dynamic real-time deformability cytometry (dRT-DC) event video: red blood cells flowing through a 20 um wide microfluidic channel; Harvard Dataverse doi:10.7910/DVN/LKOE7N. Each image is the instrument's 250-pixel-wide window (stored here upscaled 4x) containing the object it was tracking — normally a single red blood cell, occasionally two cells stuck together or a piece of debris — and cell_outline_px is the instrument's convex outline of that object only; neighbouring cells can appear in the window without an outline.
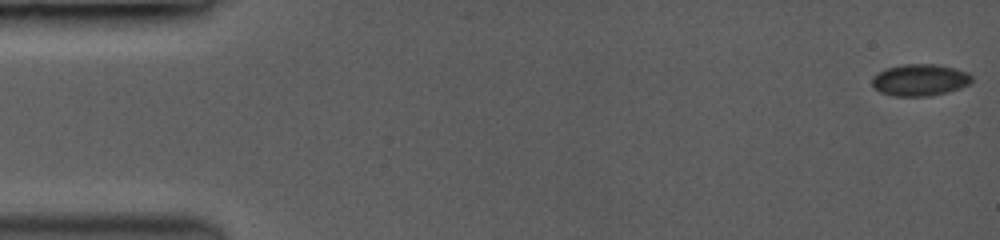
{"species": "common noctule bat (a hibernating species)", "species_latin": "Nyctalus noctula", "temperature_condition": "room temperature", "stored_images_in_passage": 57, "camera_frame_rate_fps": 3500, "um_per_image_px": 0.085, "animal": {"sex": "female", "body_mass_g": 19.0, "forearm_length_mm": 53.3}, "frame": {"image": 1, "passage_image": 1, "time_ms": 0.0, "image_size_px": [1000, 240], "cell_outline_px": [[972, 80], [968, 84], [960, 88], [948, 92], [928, 96], [892, 96], [880, 92], [872, 88], [872, 76], [876, 72], [888, 68], [904, 64], [936, 64], [956, 68], [968, 72], [972, 76]], "centroid_in_image_um": [78.16, 6.8], "position_along_channel_um": 6.8, "area_um2": 18.67}}
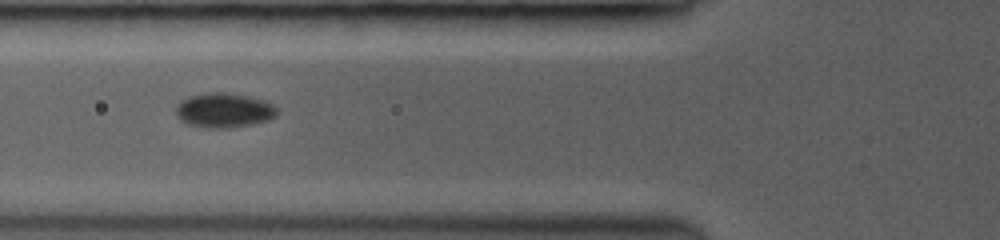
{"frame": {"image": 2, "passage_image": 23, "time_ms": 6.286, "image_size_px": [1000, 240], "cell_outline_px": [[276, 116], [268, 120], [252, 124], [232, 128], [204, 128], [188, 124], [180, 120], [176, 112], [176, 108], [184, 100], [192, 96], [216, 92], [220, 92], [244, 96], [260, 100], [276, 108]], "centroid_in_image_um": [19.02, 9.42], "position_along_channel_um": 106.8, "area_um2": 19.71}}
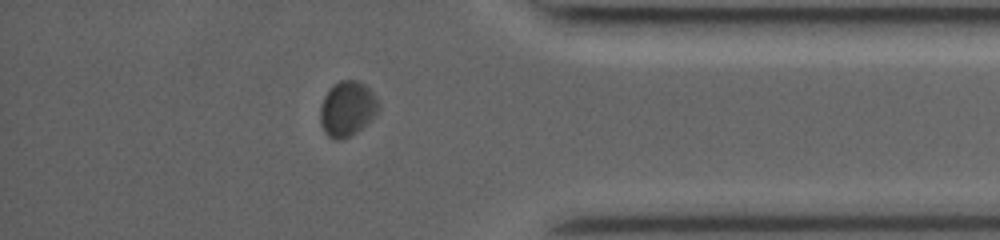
{"frame": {"image": 3, "passage_image": 50, "time_ms": 14.0, "image_size_px": [1000, 240], "cell_outline_px": [[380, 108], [356, 132], [340, 140], [336, 140], [328, 136], [324, 132], [320, 124], [320, 104], [328, 88], [332, 84], [340, 80], [356, 80], [364, 84], [376, 96], [380, 104]], "centroid_in_image_um": [29.47, 9.21], "position_along_channel_um": 405.7, "area_um2": 18.67}, "authors_computed_cell_mechanics": {"area_um2": 18.6694, "velocity_mm_per_s": 3.9972, "shape_relaxation_time_tau1_ms": 3.1339, "shape_relaxation_time_tau2_ms": null, "deformation_change_tau1": 0.0666, "deformation_change_tau2": null}}